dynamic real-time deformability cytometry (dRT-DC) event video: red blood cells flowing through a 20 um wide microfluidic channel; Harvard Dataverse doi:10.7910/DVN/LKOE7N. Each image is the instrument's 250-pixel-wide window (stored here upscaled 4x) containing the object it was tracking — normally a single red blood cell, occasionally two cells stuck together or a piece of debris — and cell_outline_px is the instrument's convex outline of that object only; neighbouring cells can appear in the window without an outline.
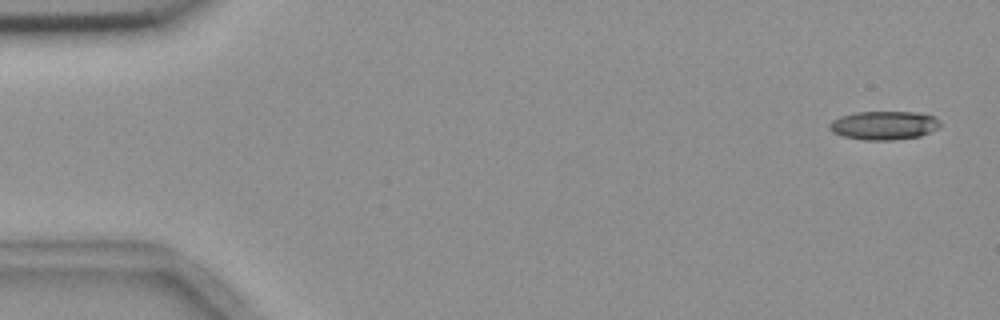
{"species": "common noctule bat (a hibernating species)", "species_latin": "Nyctalus noctula", "temperature_condition": "room temperature", "stored_images_in_passage": 4, "camera_frame_rate_fps": 3000, "um_per_image_px": 0.085, "animal": {"sex": "female", "body_mass_g": 18.4}, "frame": {"image": 1, "passage_image": 1, "time_ms": 0.0, "image_size_px": [1000, 320], "cell_outline_px": [[940, 128], [920, 136], [892, 140], [864, 140], [844, 136], [832, 132], [828, 128], [828, 124], [832, 120], [840, 116], [856, 112], [916, 112], [932, 116], [940, 120]], "centroid_in_image_um": [75.13, 10.65], "position_along_channel_um": 9.9, "area_um2": 18.55}}
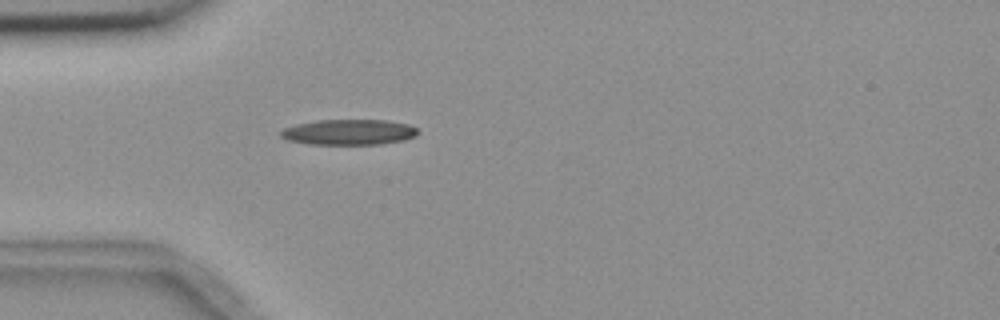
{"frame": {"image": 2, "passage_image": 4, "time_ms": 4.667, "image_size_px": [1000, 320], "cell_outline_px": [[420, 132], [416, 136], [404, 140], [380, 144], [308, 144], [288, 140], [280, 136], [280, 132], [284, 128], [296, 124], [316, 120], [388, 120], [408, 124], [416, 128]], "centroid_in_image_um": [29.67, 11.23], "position_along_channel_um": 55.3, "area_um2": 20.46}}